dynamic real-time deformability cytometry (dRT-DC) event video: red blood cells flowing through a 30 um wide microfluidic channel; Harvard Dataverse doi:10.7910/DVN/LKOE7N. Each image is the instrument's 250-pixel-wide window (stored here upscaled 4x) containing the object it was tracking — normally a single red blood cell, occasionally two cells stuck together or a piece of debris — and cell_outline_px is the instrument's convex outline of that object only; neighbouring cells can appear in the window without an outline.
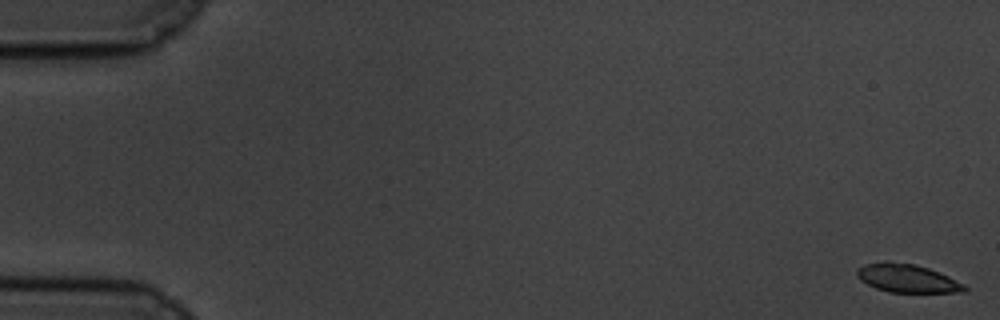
{"species": "common noctule bat (a hibernating species)", "species_latin": "Nyctalus noctula", "temperature_condition": "cold", "stored_images_in_passage": 58, "camera_frame_rate_fps": 3000, "um_per_image_px": 0.085, "animal": {"sex": "male", "body_mass_g": 19.5, "forearm_length_mm": 54.6}, "frame": {"image": 1, "passage_image": 1, "time_ms": 0.0, "image_size_px": [1000, 320], "cell_outline_px": [[968, 288], [964, 292], [888, 292], [876, 288], [860, 280], [856, 276], [856, 268], [864, 264], [888, 260], [916, 264], [940, 272], [964, 284]], "centroid_in_image_um": [77.07, 23.63], "position_along_channel_um": 7.9, "area_um2": 17.98}}
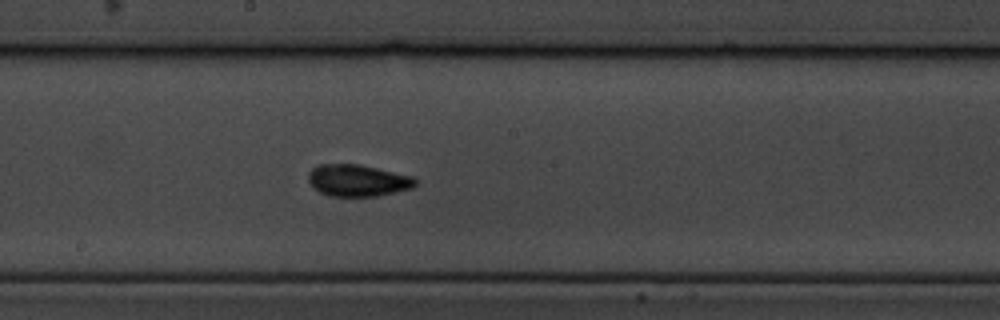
{"frame": {"image": 2, "passage_image": 32, "time_ms": 10.333, "image_size_px": [1000, 320], "cell_outline_px": [[416, 184], [412, 188], [396, 192], [376, 196], [328, 196], [312, 188], [308, 180], [308, 172], [316, 164], [360, 164], [412, 176], [416, 180]], "centroid_in_image_um": [30.36, 15.33], "position_along_channel_um": 217.8, "area_um2": 20.0}}
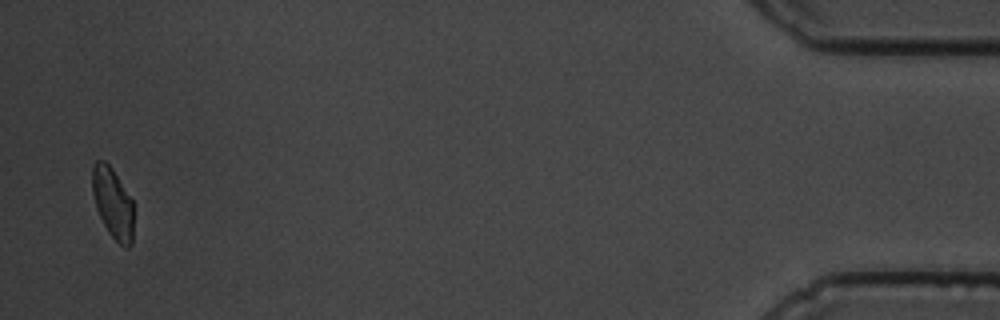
{"frame": {"image": 3, "passage_image": 57, "time_ms": 18.667, "image_size_px": [1000, 320], "cell_outline_px": [[132, 244], [128, 248], [124, 248], [108, 232], [96, 208], [92, 192], [92, 164], [96, 160], [104, 160], [112, 168], [132, 200]], "centroid_in_image_um": [9.56, 17.24], "position_along_channel_um": 425.6, "area_um2": 16.88}, "authors_computed_cell_mechanics": {"area_um2": 18.9006, "velocity_mm_per_s": 3.4693, "shape_relaxation_time_tau1_ms": 3.9882, "shape_relaxation_time_tau2_ms": 0.8291, "deformation_change_tau1": 0.1123, "deformation_change_tau2": 0.0391}}